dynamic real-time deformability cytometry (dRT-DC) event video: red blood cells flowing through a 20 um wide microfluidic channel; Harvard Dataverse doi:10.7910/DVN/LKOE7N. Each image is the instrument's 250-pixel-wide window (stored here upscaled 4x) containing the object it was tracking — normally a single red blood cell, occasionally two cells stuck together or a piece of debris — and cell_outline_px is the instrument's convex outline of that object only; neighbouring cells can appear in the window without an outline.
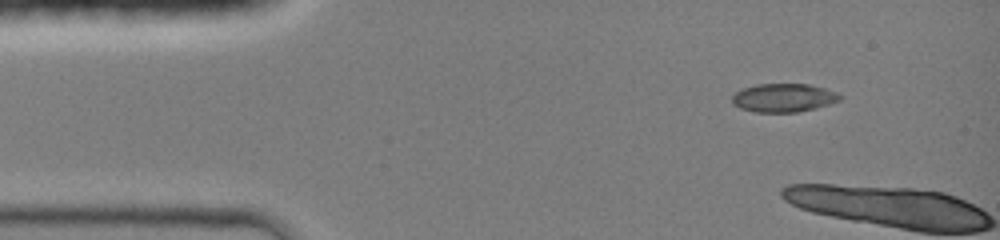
{"species": "common noctule bat (a hibernating species)", "species_latin": "Nyctalus noctula", "temperature_condition": "room temperature", "stored_images_in_passage": 3, "camera_frame_rate_fps": 3000, "um_per_image_px": 0.085, "animal": {"sex": "female", "body_mass_g": 19.0, "forearm_length_mm": 51.5}, "frame": {"image": 1, "passage_image": 1, "time_ms": 0.0, "image_size_px": [1000, 240], "cell_outline_px": [[844, 96], [840, 100], [816, 108], [796, 112], [756, 112], [740, 108], [732, 104], [732, 96], [740, 88], [756, 84], [808, 84], [824, 88], [836, 92]], "centroid_in_image_um": [66.58, 8.3], "position_along_channel_um": 18.4, "area_um2": 17.98}}